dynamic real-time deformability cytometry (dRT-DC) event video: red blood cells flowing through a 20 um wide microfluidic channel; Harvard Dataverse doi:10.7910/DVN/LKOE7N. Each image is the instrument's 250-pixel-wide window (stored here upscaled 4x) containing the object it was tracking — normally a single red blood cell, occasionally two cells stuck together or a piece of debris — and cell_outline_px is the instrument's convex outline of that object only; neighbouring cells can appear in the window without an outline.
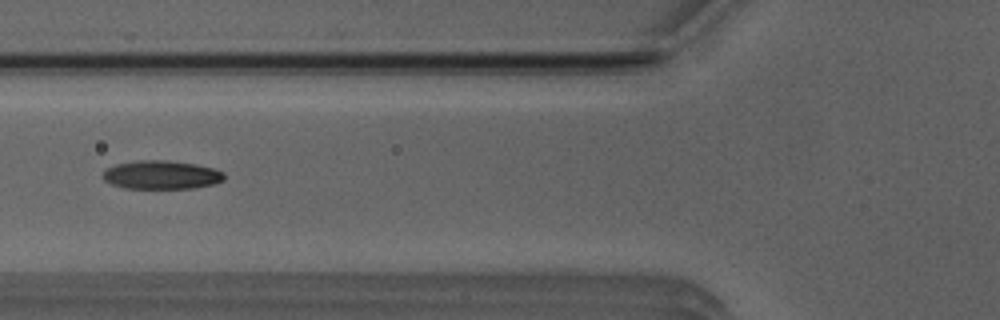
{"species": "Egyptian fruit bat (a non-hibernating species)", "species_latin": "Rousettus aegyptiacus", "temperature_condition": "room temperature", "stored_images_in_passage": 40, "camera_frame_rate_fps": 3000, "um_per_image_px": 0.085, "animal": {"sex": "male"}, "frame": {"image": 1, "passage_image": 8, "time_ms": 2.333, "image_size_px": [1000, 320], "cell_outline_px": [[224, 180], [212, 184], [196, 188], [124, 188], [112, 184], [104, 180], [100, 176], [108, 168], [116, 164], [140, 160], [164, 160], [196, 164], [212, 168], [224, 172]], "centroid_in_image_um": [13.71, 14.86], "position_along_channel_um": 112.1, "area_um2": 20.11}}
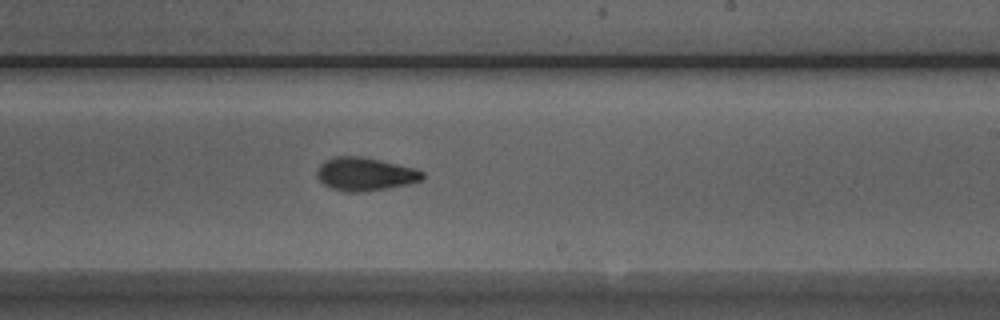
{"frame": {"image": 2, "passage_image": 19, "time_ms": 6.0, "image_size_px": [1000, 320], "cell_outline_px": [[424, 176], [420, 180], [408, 184], [360, 192], [348, 192], [332, 188], [324, 184], [316, 176], [316, 172], [320, 164], [324, 160], [332, 156], [360, 156], [380, 160], [416, 168], [424, 172]], "centroid_in_image_um": [31.0, 14.78], "position_along_channel_um": 258.0, "area_um2": 20.35}}
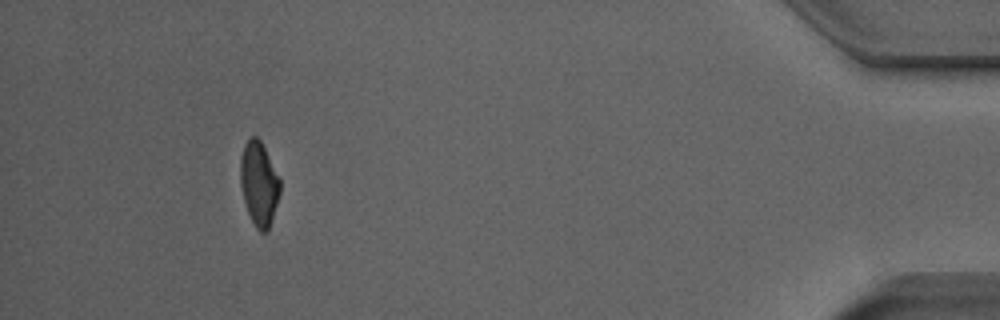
{"frame": {"image": 3, "passage_image": 36, "time_ms": 11.667, "image_size_px": [1000, 320], "cell_outline_px": [[280, 192], [268, 232], [260, 232], [256, 228], [248, 212], [244, 200], [240, 184], [240, 160], [244, 144], [252, 136], [256, 136], [260, 140], [280, 180]], "centroid_in_image_um": [22.0, 15.63], "position_along_channel_um": 413.2, "area_um2": 19.13}, "authors_computed_cell_mechanics": {"area_um2": 19.9121, "velocity_mm_per_s": 3.9794, "shape_relaxation_time_tau1_ms": 4.4179, "shape_relaxation_time_tau2_ms": 2.3443, "deformation_change_tau1": 0.1877, "deformation_change_tau2": 0.0851}}